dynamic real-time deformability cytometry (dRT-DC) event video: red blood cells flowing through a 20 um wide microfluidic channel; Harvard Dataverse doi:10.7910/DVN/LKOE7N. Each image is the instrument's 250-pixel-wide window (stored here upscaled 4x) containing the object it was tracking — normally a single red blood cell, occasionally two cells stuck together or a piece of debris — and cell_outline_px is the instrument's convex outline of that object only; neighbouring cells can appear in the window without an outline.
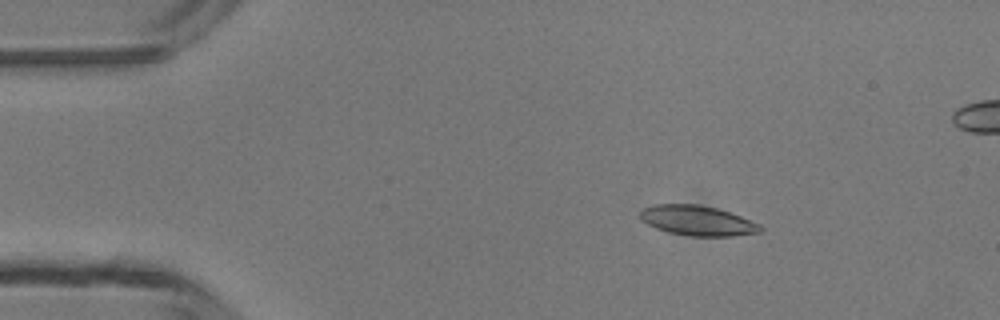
{"species": "common noctule bat (a hibernating species)", "species_latin": "Nyctalus noctula", "temperature_condition": "room temperature", "stored_images_in_passage": 5, "camera_frame_rate_fps": 3000, "um_per_image_px": 0.085, "animal": {"sex": "male", "body_mass_g": 13.3}, "frame": {"image": 1, "passage_image": 2, "time_ms": 1.333, "image_size_px": [1000, 320], "cell_outline_px": [[764, 228], [760, 232], [732, 236], [692, 236], [668, 232], [656, 228], [640, 220], [640, 212], [644, 208], [652, 204], [696, 204], [716, 208], [740, 216], [760, 224]], "centroid_in_image_um": [59.27, 18.75], "position_along_channel_um": 25.7, "area_um2": 20.92}}